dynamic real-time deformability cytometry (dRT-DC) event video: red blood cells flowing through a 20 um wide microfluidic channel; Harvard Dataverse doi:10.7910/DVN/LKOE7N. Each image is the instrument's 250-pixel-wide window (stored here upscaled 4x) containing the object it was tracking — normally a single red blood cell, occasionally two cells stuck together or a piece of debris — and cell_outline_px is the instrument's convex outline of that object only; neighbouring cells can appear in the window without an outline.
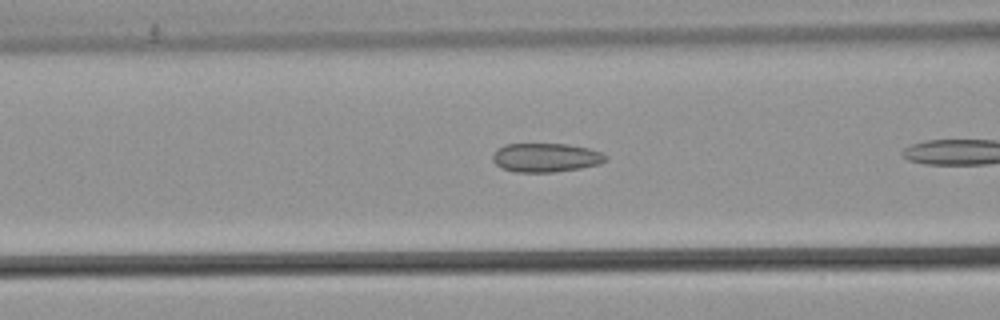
{"species": "common noctule bat (a hibernating species)", "species_latin": "Nyctalus noctula", "temperature_condition": "warm", "stored_images_in_passage": 8, "camera_frame_rate_fps": 3000, "um_per_image_px": 0.085, "animal": {"sex": "male", "body_mass_g": 21.5, "forearm_length_mm": 52.0}, "frame": {"image": 1, "passage_image": 6, "time_ms": 1.667, "image_size_px": [1000, 320], "cell_outline_px": [[608, 160], [600, 164], [580, 168], [552, 172], [516, 172], [500, 168], [492, 160], [492, 156], [496, 148], [504, 144], [568, 144], [588, 148], [600, 152], [608, 156]], "centroid_in_image_um": [46.38, 13.39], "position_along_channel_um": 120.2, "area_um2": 19.19}}